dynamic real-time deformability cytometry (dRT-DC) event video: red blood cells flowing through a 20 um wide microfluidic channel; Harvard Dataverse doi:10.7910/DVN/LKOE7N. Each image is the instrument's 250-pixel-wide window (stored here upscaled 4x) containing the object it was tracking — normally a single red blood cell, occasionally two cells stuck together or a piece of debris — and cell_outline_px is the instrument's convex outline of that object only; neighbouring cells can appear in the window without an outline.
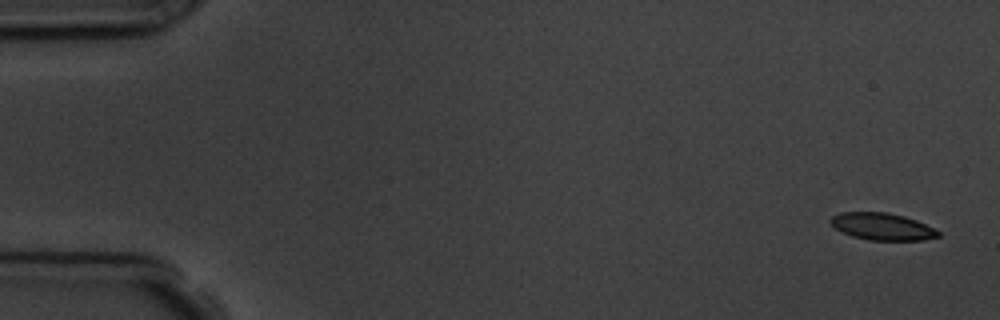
{"species": "common noctule bat (a hibernating species)", "species_latin": "Nyctalus noctula", "temperature_condition": "room temperature", "stored_images_in_passage": 5, "segment_of_instrument_passage": [1, 2], "camera_frame_rate_fps": 3000, "um_per_image_px": 0.085, "animal": {"sex": "male", "body_mass_g": 19.5, "forearm_length_mm": 54.6}, "frame": {"image": 1, "passage_image": 1, "time_ms": 0.0, "image_size_px": [1000, 320], "cell_outline_px": [[940, 236], [924, 240], [868, 240], [852, 236], [840, 232], [828, 220], [832, 216], [840, 212], [888, 212], [904, 216], [916, 220], [940, 232]], "centroid_in_image_um": [74.96, 19.25], "position_along_channel_um": 10.0, "area_um2": 16.99}}